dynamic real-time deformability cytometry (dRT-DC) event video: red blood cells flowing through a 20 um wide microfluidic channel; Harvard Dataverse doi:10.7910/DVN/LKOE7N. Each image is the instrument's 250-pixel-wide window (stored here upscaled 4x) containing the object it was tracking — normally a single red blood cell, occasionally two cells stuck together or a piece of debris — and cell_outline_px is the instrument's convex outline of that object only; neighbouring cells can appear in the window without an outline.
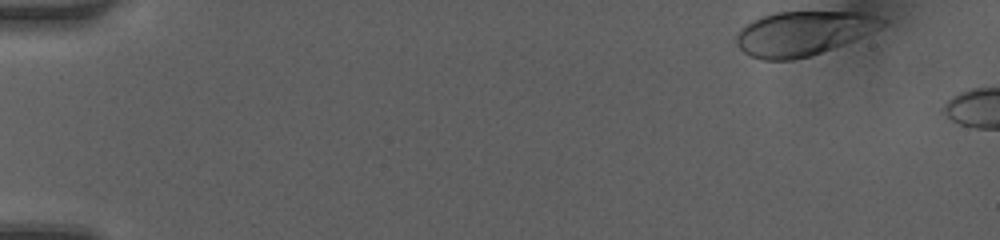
{"species": "human", "species_latin": "Homo sapiens", "temperature_condition": "room temperature", "stored_images_in_passage": 39, "camera_frame_rate_fps": 3000, "um_per_image_px": 0.085, "donor": {"sex": "female"}, "frame": {"image": 1, "passage_image": 1, "time_ms": 0.0, "image_size_px": [1000, 240], "cell_outline_px": [[888, 20], [880, 28], [852, 40], [820, 52], [808, 56], [792, 60], [764, 60], [752, 56], [744, 52], [736, 44], [736, 36], [740, 28], [752, 20], [776, 12], [864, 12], [880, 16]], "centroid_in_image_um": [68.26, 2.81], "position_along_channel_um": 16.7, "area_um2": 37.28}}
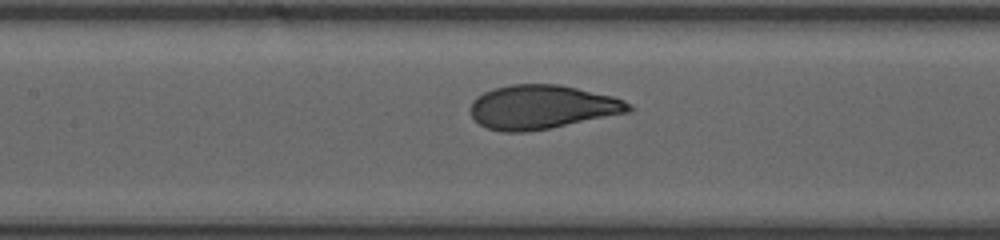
{"frame": {"image": 2, "passage_image": 21, "time_ms": 6.667, "image_size_px": [1000, 240], "cell_outline_px": [[632, 112], [548, 128], [524, 132], [504, 132], [488, 128], [480, 124], [472, 116], [472, 100], [476, 96], [492, 88], [512, 84], [560, 84], [612, 96], [624, 100], [632, 104]], "centroid_in_image_um": [46.09, 9.09], "position_along_channel_um": 161.3, "area_um2": 40.46}}
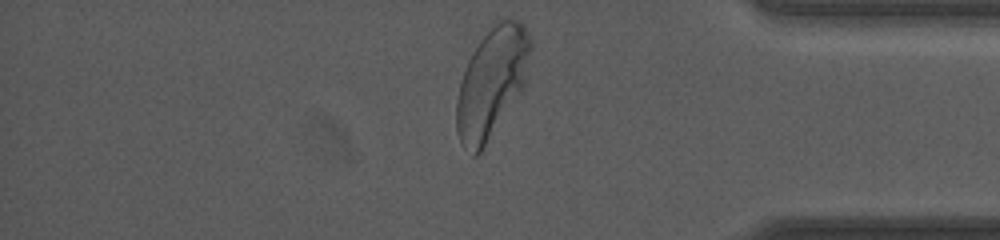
{"frame": {"image": 3, "passage_image": 39, "time_ms": 12.667, "image_size_px": [1000, 240], "cell_outline_px": [[532, 48], [524, 88], [484, 148], [476, 156], [472, 156], [460, 144], [456, 132], [456, 100], [460, 80], [468, 60], [472, 52], [480, 40], [504, 16], [508, 16], [520, 20], [524, 24], [532, 40]], "centroid_in_image_um": [41.81, 7.02], "position_along_channel_um": 393.4, "area_um2": 48.03}, "authors_computed_cell_mechanics": {"area_um2": 40.46, "velocity_mm_per_s": 4.1703, "shape_relaxation_time_tau1_ms": 3.0221, "shape_relaxation_time_tau2_ms": null, "deformation_change_tau1": 0.1582, "deformation_change_tau2": null}}